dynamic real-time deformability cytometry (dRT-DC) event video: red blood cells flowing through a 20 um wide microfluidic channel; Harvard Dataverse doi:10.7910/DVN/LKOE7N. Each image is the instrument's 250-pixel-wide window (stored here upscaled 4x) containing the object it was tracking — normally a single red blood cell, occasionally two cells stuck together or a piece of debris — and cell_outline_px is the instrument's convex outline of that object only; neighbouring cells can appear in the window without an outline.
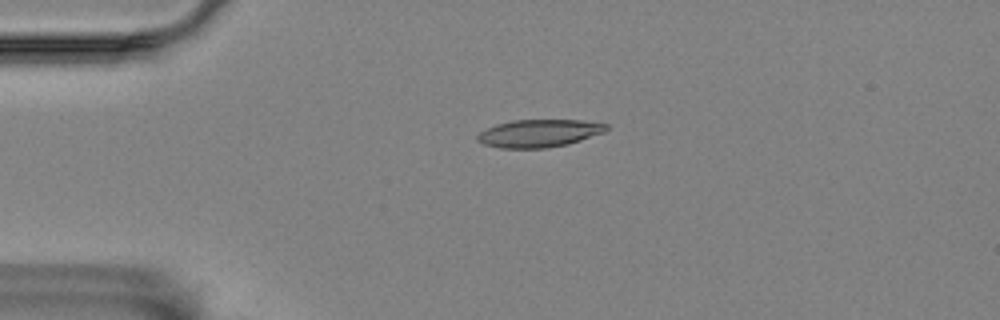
{"species": "Egyptian fruit bat (a non-hibernating species)", "species_latin": "Rousettus aegyptiacus", "temperature_condition": "room temperature", "stored_images_in_passage": 4, "camera_frame_rate_fps": 3000, "um_per_image_px": 0.085, "animal": {"sex": "female"}, "frame": {"image": 1, "passage_image": 3, "time_ms": 0.667, "image_size_px": [1000, 320], "cell_outline_px": [[608, 128], [604, 132], [568, 144], [548, 148], [500, 148], [484, 144], [476, 140], [476, 136], [480, 132], [496, 124], [512, 120], [580, 120], [608, 124]], "centroid_in_image_um": [45.8, 11.33], "position_along_channel_um": 39.2, "area_um2": 20.75}}